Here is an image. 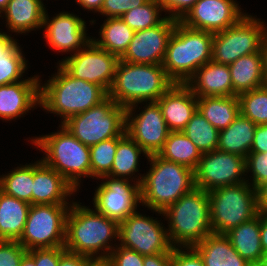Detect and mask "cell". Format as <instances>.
Segmentation results:
<instances>
[{"label":"cell","instance_id":"6da1fadb","mask_svg":"<svg viewBox=\"0 0 267 266\" xmlns=\"http://www.w3.org/2000/svg\"><path fill=\"white\" fill-rule=\"evenodd\" d=\"M118 233L119 223L116 220L108 218L96 209L72 202L66 218L64 248L94 261H106L115 248L109 241L118 239Z\"/></svg>","mask_w":267,"mask_h":266},{"label":"cell","instance_id":"7a4b0ae2","mask_svg":"<svg viewBox=\"0 0 267 266\" xmlns=\"http://www.w3.org/2000/svg\"><path fill=\"white\" fill-rule=\"evenodd\" d=\"M150 169L146 175L136 178L140 184L142 205L154 212H162L194 187V170L161 158L149 155ZM140 178V179H139Z\"/></svg>","mask_w":267,"mask_h":266},{"label":"cell","instance_id":"3957f363","mask_svg":"<svg viewBox=\"0 0 267 266\" xmlns=\"http://www.w3.org/2000/svg\"><path fill=\"white\" fill-rule=\"evenodd\" d=\"M57 67V73L44 85H40V107L60 115L62 123L108 97L103 87L74 78L60 64Z\"/></svg>","mask_w":267,"mask_h":266},{"label":"cell","instance_id":"277c9868","mask_svg":"<svg viewBox=\"0 0 267 266\" xmlns=\"http://www.w3.org/2000/svg\"><path fill=\"white\" fill-rule=\"evenodd\" d=\"M173 84L162 65L119 59L108 97L125 108L138 107L139 103L156 102Z\"/></svg>","mask_w":267,"mask_h":266},{"label":"cell","instance_id":"5b68a950","mask_svg":"<svg viewBox=\"0 0 267 266\" xmlns=\"http://www.w3.org/2000/svg\"><path fill=\"white\" fill-rule=\"evenodd\" d=\"M213 33L177 21L162 63L173 83L185 84L195 71L212 60Z\"/></svg>","mask_w":267,"mask_h":266},{"label":"cell","instance_id":"8992f818","mask_svg":"<svg viewBox=\"0 0 267 266\" xmlns=\"http://www.w3.org/2000/svg\"><path fill=\"white\" fill-rule=\"evenodd\" d=\"M162 215L169 221L167 233L173 247H193L213 233L208 192L200 188L181 196Z\"/></svg>","mask_w":267,"mask_h":266},{"label":"cell","instance_id":"52a82bcc","mask_svg":"<svg viewBox=\"0 0 267 266\" xmlns=\"http://www.w3.org/2000/svg\"><path fill=\"white\" fill-rule=\"evenodd\" d=\"M60 125V131L33 138L31 142L45 152L46 156L41 161L64 177L77 191L81 177H91L90 148Z\"/></svg>","mask_w":267,"mask_h":266},{"label":"cell","instance_id":"ba28073f","mask_svg":"<svg viewBox=\"0 0 267 266\" xmlns=\"http://www.w3.org/2000/svg\"><path fill=\"white\" fill-rule=\"evenodd\" d=\"M250 182L218 187L208 192L214 234H226L259 213L257 189Z\"/></svg>","mask_w":267,"mask_h":266},{"label":"cell","instance_id":"9c48e42d","mask_svg":"<svg viewBox=\"0 0 267 266\" xmlns=\"http://www.w3.org/2000/svg\"><path fill=\"white\" fill-rule=\"evenodd\" d=\"M61 124L81 143L90 147L120 137L126 132V108L107 97L98 105L71 116Z\"/></svg>","mask_w":267,"mask_h":266},{"label":"cell","instance_id":"30bf717a","mask_svg":"<svg viewBox=\"0 0 267 266\" xmlns=\"http://www.w3.org/2000/svg\"><path fill=\"white\" fill-rule=\"evenodd\" d=\"M71 205H31L18 242L27 250L64 247L66 218Z\"/></svg>","mask_w":267,"mask_h":266},{"label":"cell","instance_id":"8fae6325","mask_svg":"<svg viewBox=\"0 0 267 266\" xmlns=\"http://www.w3.org/2000/svg\"><path fill=\"white\" fill-rule=\"evenodd\" d=\"M265 30L263 21L245 14L229 28L213 34L212 61L230 65L241 56L260 52Z\"/></svg>","mask_w":267,"mask_h":266},{"label":"cell","instance_id":"7c38bea8","mask_svg":"<svg viewBox=\"0 0 267 266\" xmlns=\"http://www.w3.org/2000/svg\"><path fill=\"white\" fill-rule=\"evenodd\" d=\"M153 217L136 210L119 223V245L133 249L143 256L173 253L167 229Z\"/></svg>","mask_w":267,"mask_h":266},{"label":"cell","instance_id":"4fadbf2b","mask_svg":"<svg viewBox=\"0 0 267 266\" xmlns=\"http://www.w3.org/2000/svg\"><path fill=\"white\" fill-rule=\"evenodd\" d=\"M119 58L90 40L81 50L59 61L74 78L94 83L109 91Z\"/></svg>","mask_w":267,"mask_h":266},{"label":"cell","instance_id":"5bb4252c","mask_svg":"<svg viewBox=\"0 0 267 266\" xmlns=\"http://www.w3.org/2000/svg\"><path fill=\"white\" fill-rule=\"evenodd\" d=\"M246 158L219 150L203 153L194 170L195 187L206 192L218 187L249 182L246 176Z\"/></svg>","mask_w":267,"mask_h":266},{"label":"cell","instance_id":"9a60e30c","mask_svg":"<svg viewBox=\"0 0 267 266\" xmlns=\"http://www.w3.org/2000/svg\"><path fill=\"white\" fill-rule=\"evenodd\" d=\"M136 116L126 108V133L148 154H158L170 133L157 102H148Z\"/></svg>","mask_w":267,"mask_h":266},{"label":"cell","instance_id":"2e32d148","mask_svg":"<svg viewBox=\"0 0 267 266\" xmlns=\"http://www.w3.org/2000/svg\"><path fill=\"white\" fill-rule=\"evenodd\" d=\"M100 179H106V181L102 182L95 191L94 208L120 223L137 210L138 203H141L140 184L135 182L131 185L130 180L108 176Z\"/></svg>","mask_w":267,"mask_h":266},{"label":"cell","instance_id":"e0dca14e","mask_svg":"<svg viewBox=\"0 0 267 266\" xmlns=\"http://www.w3.org/2000/svg\"><path fill=\"white\" fill-rule=\"evenodd\" d=\"M178 20L166 18L152 28L136 31L120 60L135 64L162 65L168 41Z\"/></svg>","mask_w":267,"mask_h":266},{"label":"cell","instance_id":"ac0fdd59","mask_svg":"<svg viewBox=\"0 0 267 266\" xmlns=\"http://www.w3.org/2000/svg\"><path fill=\"white\" fill-rule=\"evenodd\" d=\"M236 3L234 0H197L180 22L196 30L221 32L246 14Z\"/></svg>","mask_w":267,"mask_h":266},{"label":"cell","instance_id":"d6986e66","mask_svg":"<svg viewBox=\"0 0 267 266\" xmlns=\"http://www.w3.org/2000/svg\"><path fill=\"white\" fill-rule=\"evenodd\" d=\"M43 27L49 47L59 52L76 53L91 40L86 36V22L72 13L60 12L50 20L45 11Z\"/></svg>","mask_w":267,"mask_h":266},{"label":"cell","instance_id":"ffe728a7","mask_svg":"<svg viewBox=\"0 0 267 266\" xmlns=\"http://www.w3.org/2000/svg\"><path fill=\"white\" fill-rule=\"evenodd\" d=\"M40 77L0 86V118L13 120L40 105Z\"/></svg>","mask_w":267,"mask_h":266},{"label":"cell","instance_id":"44dd1931","mask_svg":"<svg viewBox=\"0 0 267 266\" xmlns=\"http://www.w3.org/2000/svg\"><path fill=\"white\" fill-rule=\"evenodd\" d=\"M156 102L170 131H182L197 110V97L186 84L174 83Z\"/></svg>","mask_w":267,"mask_h":266},{"label":"cell","instance_id":"7402d4cb","mask_svg":"<svg viewBox=\"0 0 267 266\" xmlns=\"http://www.w3.org/2000/svg\"><path fill=\"white\" fill-rule=\"evenodd\" d=\"M33 182L32 205H71L67 200L76 190L64 177L41 160L34 163Z\"/></svg>","mask_w":267,"mask_h":266},{"label":"cell","instance_id":"603a6c76","mask_svg":"<svg viewBox=\"0 0 267 266\" xmlns=\"http://www.w3.org/2000/svg\"><path fill=\"white\" fill-rule=\"evenodd\" d=\"M185 84L196 97L233 96L228 65L212 60L198 68Z\"/></svg>","mask_w":267,"mask_h":266},{"label":"cell","instance_id":"cb8c5ba5","mask_svg":"<svg viewBox=\"0 0 267 266\" xmlns=\"http://www.w3.org/2000/svg\"><path fill=\"white\" fill-rule=\"evenodd\" d=\"M45 11L42 0H10L2 11L6 27L17 34L43 28Z\"/></svg>","mask_w":267,"mask_h":266},{"label":"cell","instance_id":"d4e9b609","mask_svg":"<svg viewBox=\"0 0 267 266\" xmlns=\"http://www.w3.org/2000/svg\"><path fill=\"white\" fill-rule=\"evenodd\" d=\"M193 248L198 252L205 266H248L233 248L225 234H210Z\"/></svg>","mask_w":267,"mask_h":266},{"label":"cell","instance_id":"484cf974","mask_svg":"<svg viewBox=\"0 0 267 266\" xmlns=\"http://www.w3.org/2000/svg\"><path fill=\"white\" fill-rule=\"evenodd\" d=\"M228 67L233 84V96L264 86L265 73L261 52L241 56Z\"/></svg>","mask_w":267,"mask_h":266},{"label":"cell","instance_id":"4316f807","mask_svg":"<svg viewBox=\"0 0 267 266\" xmlns=\"http://www.w3.org/2000/svg\"><path fill=\"white\" fill-rule=\"evenodd\" d=\"M256 126L240 112L226 129L219 131L217 150L246 158L252 147Z\"/></svg>","mask_w":267,"mask_h":266},{"label":"cell","instance_id":"83f0119b","mask_svg":"<svg viewBox=\"0 0 267 266\" xmlns=\"http://www.w3.org/2000/svg\"><path fill=\"white\" fill-rule=\"evenodd\" d=\"M30 207L31 204L0 190V240L20 239Z\"/></svg>","mask_w":267,"mask_h":266},{"label":"cell","instance_id":"f1b7e54d","mask_svg":"<svg viewBox=\"0 0 267 266\" xmlns=\"http://www.w3.org/2000/svg\"><path fill=\"white\" fill-rule=\"evenodd\" d=\"M233 248L249 263H258L263 252L260 238V212L225 234Z\"/></svg>","mask_w":267,"mask_h":266},{"label":"cell","instance_id":"f546056e","mask_svg":"<svg viewBox=\"0 0 267 266\" xmlns=\"http://www.w3.org/2000/svg\"><path fill=\"white\" fill-rule=\"evenodd\" d=\"M197 109L218 131H221L240 113V102L238 96L197 97Z\"/></svg>","mask_w":267,"mask_h":266},{"label":"cell","instance_id":"4dcf8cb0","mask_svg":"<svg viewBox=\"0 0 267 266\" xmlns=\"http://www.w3.org/2000/svg\"><path fill=\"white\" fill-rule=\"evenodd\" d=\"M100 28V38L91 40L100 48L116 55L119 59L128 49L135 31L121 17L106 18Z\"/></svg>","mask_w":267,"mask_h":266},{"label":"cell","instance_id":"1f68e13d","mask_svg":"<svg viewBox=\"0 0 267 266\" xmlns=\"http://www.w3.org/2000/svg\"><path fill=\"white\" fill-rule=\"evenodd\" d=\"M161 158L195 170L202 153L182 131H170L163 148L158 152Z\"/></svg>","mask_w":267,"mask_h":266},{"label":"cell","instance_id":"d6a6232c","mask_svg":"<svg viewBox=\"0 0 267 266\" xmlns=\"http://www.w3.org/2000/svg\"><path fill=\"white\" fill-rule=\"evenodd\" d=\"M149 155L125 132L118 137V145L113 166L108 177L129 180L138 172L140 154ZM131 175V176H130Z\"/></svg>","mask_w":267,"mask_h":266},{"label":"cell","instance_id":"836d02e7","mask_svg":"<svg viewBox=\"0 0 267 266\" xmlns=\"http://www.w3.org/2000/svg\"><path fill=\"white\" fill-rule=\"evenodd\" d=\"M33 180L34 163L17 166L10 173L0 176V190L32 205Z\"/></svg>","mask_w":267,"mask_h":266},{"label":"cell","instance_id":"e575fe53","mask_svg":"<svg viewBox=\"0 0 267 266\" xmlns=\"http://www.w3.org/2000/svg\"><path fill=\"white\" fill-rule=\"evenodd\" d=\"M182 132L203 153L217 150L219 131L197 109Z\"/></svg>","mask_w":267,"mask_h":266},{"label":"cell","instance_id":"d590c367","mask_svg":"<svg viewBox=\"0 0 267 266\" xmlns=\"http://www.w3.org/2000/svg\"><path fill=\"white\" fill-rule=\"evenodd\" d=\"M164 11L158 0H148L145 4L125 12L122 20L135 32L155 27L165 18L160 17Z\"/></svg>","mask_w":267,"mask_h":266},{"label":"cell","instance_id":"8d00e7d4","mask_svg":"<svg viewBox=\"0 0 267 266\" xmlns=\"http://www.w3.org/2000/svg\"><path fill=\"white\" fill-rule=\"evenodd\" d=\"M240 112L256 125L267 124V88L262 86L238 95Z\"/></svg>","mask_w":267,"mask_h":266},{"label":"cell","instance_id":"74e56055","mask_svg":"<svg viewBox=\"0 0 267 266\" xmlns=\"http://www.w3.org/2000/svg\"><path fill=\"white\" fill-rule=\"evenodd\" d=\"M17 41L0 57V86L21 81L27 69V60Z\"/></svg>","mask_w":267,"mask_h":266},{"label":"cell","instance_id":"f35d334b","mask_svg":"<svg viewBox=\"0 0 267 266\" xmlns=\"http://www.w3.org/2000/svg\"><path fill=\"white\" fill-rule=\"evenodd\" d=\"M117 145L118 137H115L89 147L91 156V177L99 179L110 174Z\"/></svg>","mask_w":267,"mask_h":266},{"label":"cell","instance_id":"ab89813d","mask_svg":"<svg viewBox=\"0 0 267 266\" xmlns=\"http://www.w3.org/2000/svg\"><path fill=\"white\" fill-rule=\"evenodd\" d=\"M252 173L251 186L257 189L264 182H267V152L249 153L246 157V174Z\"/></svg>","mask_w":267,"mask_h":266},{"label":"cell","instance_id":"60d3db41","mask_svg":"<svg viewBox=\"0 0 267 266\" xmlns=\"http://www.w3.org/2000/svg\"><path fill=\"white\" fill-rule=\"evenodd\" d=\"M143 260L144 256L133 249L116 245L105 262L109 266H143Z\"/></svg>","mask_w":267,"mask_h":266},{"label":"cell","instance_id":"b9f144b4","mask_svg":"<svg viewBox=\"0 0 267 266\" xmlns=\"http://www.w3.org/2000/svg\"><path fill=\"white\" fill-rule=\"evenodd\" d=\"M27 252L18 241L0 240V266H20Z\"/></svg>","mask_w":267,"mask_h":266},{"label":"cell","instance_id":"7bdbcfd3","mask_svg":"<svg viewBox=\"0 0 267 266\" xmlns=\"http://www.w3.org/2000/svg\"><path fill=\"white\" fill-rule=\"evenodd\" d=\"M148 0H104L98 12L107 18L121 17L125 12L145 4Z\"/></svg>","mask_w":267,"mask_h":266},{"label":"cell","instance_id":"ee69618b","mask_svg":"<svg viewBox=\"0 0 267 266\" xmlns=\"http://www.w3.org/2000/svg\"><path fill=\"white\" fill-rule=\"evenodd\" d=\"M35 261V266H58L61 247L37 248L27 252Z\"/></svg>","mask_w":267,"mask_h":266},{"label":"cell","instance_id":"f6af8a7d","mask_svg":"<svg viewBox=\"0 0 267 266\" xmlns=\"http://www.w3.org/2000/svg\"><path fill=\"white\" fill-rule=\"evenodd\" d=\"M187 250V251H184ZM172 266H205L202 258L193 247H174L172 253Z\"/></svg>","mask_w":267,"mask_h":266},{"label":"cell","instance_id":"bcb514c9","mask_svg":"<svg viewBox=\"0 0 267 266\" xmlns=\"http://www.w3.org/2000/svg\"><path fill=\"white\" fill-rule=\"evenodd\" d=\"M164 12H169V18L180 21L194 6L197 0H158Z\"/></svg>","mask_w":267,"mask_h":266},{"label":"cell","instance_id":"7dc6e473","mask_svg":"<svg viewBox=\"0 0 267 266\" xmlns=\"http://www.w3.org/2000/svg\"><path fill=\"white\" fill-rule=\"evenodd\" d=\"M95 261L87 256L73 253L61 247L58 266H91Z\"/></svg>","mask_w":267,"mask_h":266},{"label":"cell","instance_id":"c3c4849f","mask_svg":"<svg viewBox=\"0 0 267 266\" xmlns=\"http://www.w3.org/2000/svg\"><path fill=\"white\" fill-rule=\"evenodd\" d=\"M267 152V124L257 125L250 153Z\"/></svg>","mask_w":267,"mask_h":266},{"label":"cell","instance_id":"681fc988","mask_svg":"<svg viewBox=\"0 0 267 266\" xmlns=\"http://www.w3.org/2000/svg\"><path fill=\"white\" fill-rule=\"evenodd\" d=\"M143 266H172V253L144 256Z\"/></svg>","mask_w":267,"mask_h":266},{"label":"cell","instance_id":"f907efd6","mask_svg":"<svg viewBox=\"0 0 267 266\" xmlns=\"http://www.w3.org/2000/svg\"><path fill=\"white\" fill-rule=\"evenodd\" d=\"M258 211L267 213V182L257 188Z\"/></svg>","mask_w":267,"mask_h":266},{"label":"cell","instance_id":"816d5d0a","mask_svg":"<svg viewBox=\"0 0 267 266\" xmlns=\"http://www.w3.org/2000/svg\"><path fill=\"white\" fill-rule=\"evenodd\" d=\"M260 238L262 250H267V213L260 212Z\"/></svg>","mask_w":267,"mask_h":266},{"label":"cell","instance_id":"f5cc1de1","mask_svg":"<svg viewBox=\"0 0 267 266\" xmlns=\"http://www.w3.org/2000/svg\"><path fill=\"white\" fill-rule=\"evenodd\" d=\"M77 4L81 5L82 8L90 10H94V12H99L103 5L104 0H75Z\"/></svg>","mask_w":267,"mask_h":266},{"label":"cell","instance_id":"db71d44e","mask_svg":"<svg viewBox=\"0 0 267 266\" xmlns=\"http://www.w3.org/2000/svg\"><path fill=\"white\" fill-rule=\"evenodd\" d=\"M15 42L16 40L13 39L11 35L0 31V57H2V54L5 53Z\"/></svg>","mask_w":267,"mask_h":266},{"label":"cell","instance_id":"11a10c76","mask_svg":"<svg viewBox=\"0 0 267 266\" xmlns=\"http://www.w3.org/2000/svg\"><path fill=\"white\" fill-rule=\"evenodd\" d=\"M260 52L262 54L263 70L264 73H266L267 72V26L263 36Z\"/></svg>","mask_w":267,"mask_h":266},{"label":"cell","instance_id":"9f6ffc18","mask_svg":"<svg viewBox=\"0 0 267 266\" xmlns=\"http://www.w3.org/2000/svg\"><path fill=\"white\" fill-rule=\"evenodd\" d=\"M20 266H35V261L28 253H26L21 260Z\"/></svg>","mask_w":267,"mask_h":266},{"label":"cell","instance_id":"6f0895ef","mask_svg":"<svg viewBox=\"0 0 267 266\" xmlns=\"http://www.w3.org/2000/svg\"><path fill=\"white\" fill-rule=\"evenodd\" d=\"M258 264L261 266H267V250H263Z\"/></svg>","mask_w":267,"mask_h":266},{"label":"cell","instance_id":"680465c9","mask_svg":"<svg viewBox=\"0 0 267 266\" xmlns=\"http://www.w3.org/2000/svg\"><path fill=\"white\" fill-rule=\"evenodd\" d=\"M9 1L10 0H0V12H2L6 8Z\"/></svg>","mask_w":267,"mask_h":266},{"label":"cell","instance_id":"91938a15","mask_svg":"<svg viewBox=\"0 0 267 266\" xmlns=\"http://www.w3.org/2000/svg\"><path fill=\"white\" fill-rule=\"evenodd\" d=\"M91 266H109L105 261H95Z\"/></svg>","mask_w":267,"mask_h":266},{"label":"cell","instance_id":"94428289","mask_svg":"<svg viewBox=\"0 0 267 266\" xmlns=\"http://www.w3.org/2000/svg\"><path fill=\"white\" fill-rule=\"evenodd\" d=\"M264 86L267 88V72L265 73V83Z\"/></svg>","mask_w":267,"mask_h":266},{"label":"cell","instance_id":"6125c7cd","mask_svg":"<svg viewBox=\"0 0 267 266\" xmlns=\"http://www.w3.org/2000/svg\"><path fill=\"white\" fill-rule=\"evenodd\" d=\"M248 266H261V265L258 263H250Z\"/></svg>","mask_w":267,"mask_h":266}]
</instances>
